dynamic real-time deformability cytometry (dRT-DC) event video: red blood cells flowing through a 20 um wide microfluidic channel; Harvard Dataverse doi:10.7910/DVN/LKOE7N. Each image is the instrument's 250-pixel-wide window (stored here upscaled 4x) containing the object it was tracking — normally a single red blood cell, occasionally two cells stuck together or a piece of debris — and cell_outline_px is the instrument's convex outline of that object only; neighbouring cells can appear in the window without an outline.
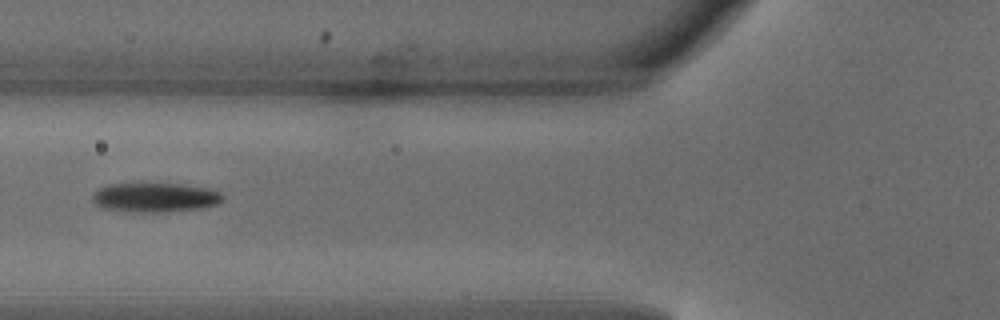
{"species": "common noctule bat (a hibernating species)", "species_latin": "Nyctalus noctula", "temperature_condition": "warm", "stored_images_in_passage": 4, "camera_frame_rate_fps": 3000, "um_per_image_px": 0.085, "animal": {"sex": "male", "body_mass_g": 18.8}, "frame": {"image": 1, "passage_image": 4, "time_ms": 1.0, "image_size_px": [1000, 320], "cell_outline_px": [[224, 200], [216, 204], [200, 208], [164, 212], [132, 212], [104, 208], [96, 204], [92, 200], [92, 196], [100, 188], [108, 184], [132, 180], [140, 180], [180, 184], [216, 188], [224, 196]], "centroid_in_image_um": [13.19, 16.72], "position_along_channel_um": 112.6, "area_um2": 23.47}}